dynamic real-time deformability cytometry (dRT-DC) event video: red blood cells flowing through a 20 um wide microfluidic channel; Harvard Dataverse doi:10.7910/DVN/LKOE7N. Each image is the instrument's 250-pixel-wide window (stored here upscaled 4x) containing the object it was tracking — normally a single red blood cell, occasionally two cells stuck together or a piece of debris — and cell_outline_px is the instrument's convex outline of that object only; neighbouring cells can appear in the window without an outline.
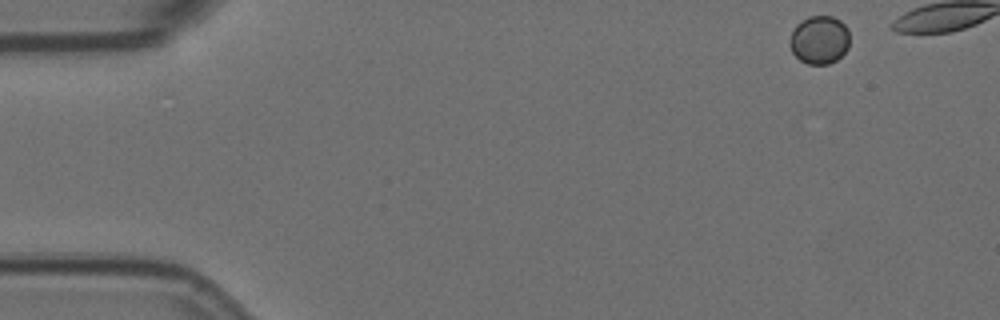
{"species": "Egyptian fruit bat (a non-hibernating species)", "species_latin": "Rousettus aegyptiacus", "temperature_condition": "room temperature", "stored_images_in_passage": 6, "segment_of_instrument_passage": [1, 2], "camera_frame_rate_fps": 3000, "um_per_image_px": 0.085, "animal": {"sex": "female"}, "frame": {"image": 1, "passage_image": 1, "time_ms": 0.0, "image_size_px": [1000, 320], "cell_outline_px": [[848, 48], [836, 60], [828, 64], [808, 64], [800, 60], [792, 52], [788, 44], [792, 32], [796, 24], [800, 20], [808, 16], [832, 16], [840, 20], [848, 28]], "centroid_in_image_um": [69.62, 3.37], "position_along_channel_um": 15.4, "area_um2": 16.94}}
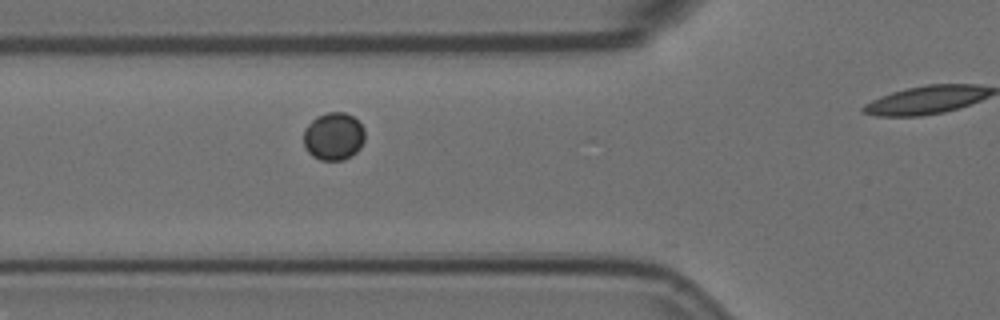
{"frame": {"image": 2, "passage_image": 5, "time_ms": 1.333, "image_size_px": [1000, 320], "cell_outline_px": [[364, 140], [360, 148], [356, 152], [344, 160], [320, 160], [312, 156], [308, 152], [304, 144], [304, 128], [316, 116], [328, 112], [344, 112], [352, 116], [364, 128]], "centroid_in_image_um": [28.34, 11.59], "position_along_channel_um": 97.5, "area_um2": 17.05}}